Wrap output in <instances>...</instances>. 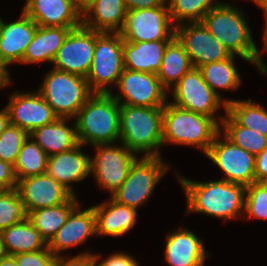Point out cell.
Returning a JSON list of instances; mask_svg holds the SVG:
<instances>
[{
	"mask_svg": "<svg viewBox=\"0 0 267 266\" xmlns=\"http://www.w3.org/2000/svg\"><path fill=\"white\" fill-rule=\"evenodd\" d=\"M0 188L2 190H12L17 188V178L14 165L0 159Z\"/></svg>",
	"mask_w": 267,
	"mask_h": 266,
	"instance_id": "obj_42",
	"label": "cell"
},
{
	"mask_svg": "<svg viewBox=\"0 0 267 266\" xmlns=\"http://www.w3.org/2000/svg\"><path fill=\"white\" fill-rule=\"evenodd\" d=\"M74 8L80 13L81 16L91 7L94 0H70Z\"/></svg>",
	"mask_w": 267,
	"mask_h": 266,
	"instance_id": "obj_45",
	"label": "cell"
},
{
	"mask_svg": "<svg viewBox=\"0 0 267 266\" xmlns=\"http://www.w3.org/2000/svg\"><path fill=\"white\" fill-rule=\"evenodd\" d=\"M174 37L183 46L195 68L222 61L231 56L202 22H188L186 26L184 23L175 26Z\"/></svg>",
	"mask_w": 267,
	"mask_h": 266,
	"instance_id": "obj_14",
	"label": "cell"
},
{
	"mask_svg": "<svg viewBox=\"0 0 267 266\" xmlns=\"http://www.w3.org/2000/svg\"><path fill=\"white\" fill-rule=\"evenodd\" d=\"M28 136L25 130L9 124L0 135V159L14 165L22 144Z\"/></svg>",
	"mask_w": 267,
	"mask_h": 266,
	"instance_id": "obj_38",
	"label": "cell"
},
{
	"mask_svg": "<svg viewBox=\"0 0 267 266\" xmlns=\"http://www.w3.org/2000/svg\"><path fill=\"white\" fill-rule=\"evenodd\" d=\"M58 118L74 119L78 111L94 94L86 78L51 69L37 90Z\"/></svg>",
	"mask_w": 267,
	"mask_h": 266,
	"instance_id": "obj_6",
	"label": "cell"
},
{
	"mask_svg": "<svg viewBox=\"0 0 267 266\" xmlns=\"http://www.w3.org/2000/svg\"><path fill=\"white\" fill-rule=\"evenodd\" d=\"M220 120L179 108L169 102L163 107V145H193L207 153L221 131Z\"/></svg>",
	"mask_w": 267,
	"mask_h": 266,
	"instance_id": "obj_5",
	"label": "cell"
},
{
	"mask_svg": "<svg viewBox=\"0 0 267 266\" xmlns=\"http://www.w3.org/2000/svg\"><path fill=\"white\" fill-rule=\"evenodd\" d=\"M77 196L72 195L65 203L30 211L27 218L48 243L64 225L72 210L79 204Z\"/></svg>",
	"mask_w": 267,
	"mask_h": 266,
	"instance_id": "obj_30",
	"label": "cell"
},
{
	"mask_svg": "<svg viewBox=\"0 0 267 266\" xmlns=\"http://www.w3.org/2000/svg\"><path fill=\"white\" fill-rule=\"evenodd\" d=\"M23 11L38 26L78 28L82 25V16L70 0H29Z\"/></svg>",
	"mask_w": 267,
	"mask_h": 266,
	"instance_id": "obj_20",
	"label": "cell"
},
{
	"mask_svg": "<svg viewBox=\"0 0 267 266\" xmlns=\"http://www.w3.org/2000/svg\"><path fill=\"white\" fill-rule=\"evenodd\" d=\"M10 83V75L0 67V88L8 86Z\"/></svg>",
	"mask_w": 267,
	"mask_h": 266,
	"instance_id": "obj_48",
	"label": "cell"
},
{
	"mask_svg": "<svg viewBox=\"0 0 267 266\" xmlns=\"http://www.w3.org/2000/svg\"><path fill=\"white\" fill-rule=\"evenodd\" d=\"M244 217L267 219V184L265 182H253L246 187Z\"/></svg>",
	"mask_w": 267,
	"mask_h": 266,
	"instance_id": "obj_37",
	"label": "cell"
},
{
	"mask_svg": "<svg viewBox=\"0 0 267 266\" xmlns=\"http://www.w3.org/2000/svg\"><path fill=\"white\" fill-rule=\"evenodd\" d=\"M235 55L222 61L212 62L200 66L204 81L221 98L217 89L234 90L239 87L241 78L235 67Z\"/></svg>",
	"mask_w": 267,
	"mask_h": 266,
	"instance_id": "obj_31",
	"label": "cell"
},
{
	"mask_svg": "<svg viewBox=\"0 0 267 266\" xmlns=\"http://www.w3.org/2000/svg\"><path fill=\"white\" fill-rule=\"evenodd\" d=\"M95 262V254L86 251L70 258L57 256L53 266H91Z\"/></svg>",
	"mask_w": 267,
	"mask_h": 266,
	"instance_id": "obj_40",
	"label": "cell"
},
{
	"mask_svg": "<svg viewBox=\"0 0 267 266\" xmlns=\"http://www.w3.org/2000/svg\"><path fill=\"white\" fill-rule=\"evenodd\" d=\"M96 215V235L122 236L136 224L137 209L115 201L112 197L107 202L93 206Z\"/></svg>",
	"mask_w": 267,
	"mask_h": 266,
	"instance_id": "obj_23",
	"label": "cell"
},
{
	"mask_svg": "<svg viewBox=\"0 0 267 266\" xmlns=\"http://www.w3.org/2000/svg\"><path fill=\"white\" fill-rule=\"evenodd\" d=\"M100 257L101 256L95 254L94 263L97 266H139L132 256L122 252L113 253V255L111 254L108 258L99 261L98 259Z\"/></svg>",
	"mask_w": 267,
	"mask_h": 266,
	"instance_id": "obj_41",
	"label": "cell"
},
{
	"mask_svg": "<svg viewBox=\"0 0 267 266\" xmlns=\"http://www.w3.org/2000/svg\"><path fill=\"white\" fill-rule=\"evenodd\" d=\"M48 155L30 137L23 142L14 164L17 181L23 178L45 174Z\"/></svg>",
	"mask_w": 267,
	"mask_h": 266,
	"instance_id": "obj_33",
	"label": "cell"
},
{
	"mask_svg": "<svg viewBox=\"0 0 267 266\" xmlns=\"http://www.w3.org/2000/svg\"><path fill=\"white\" fill-rule=\"evenodd\" d=\"M222 133L217 134L205 156L224 172L226 177L221 180L247 187L255 182V155L233 144Z\"/></svg>",
	"mask_w": 267,
	"mask_h": 266,
	"instance_id": "obj_12",
	"label": "cell"
},
{
	"mask_svg": "<svg viewBox=\"0 0 267 266\" xmlns=\"http://www.w3.org/2000/svg\"><path fill=\"white\" fill-rule=\"evenodd\" d=\"M259 8H262L264 10V14H265V17H266V19H265V22H266L265 26H267V0L264 1L263 3H261L259 5Z\"/></svg>",
	"mask_w": 267,
	"mask_h": 266,
	"instance_id": "obj_49",
	"label": "cell"
},
{
	"mask_svg": "<svg viewBox=\"0 0 267 266\" xmlns=\"http://www.w3.org/2000/svg\"><path fill=\"white\" fill-rule=\"evenodd\" d=\"M123 65V39L119 32L96 31L93 61L86 77L93 93H112L111 84H118Z\"/></svg>",
	"mask_w": 267,
	"mask_h": 266,
	"instance_id": "obj_7",
	"label": "cell"
},
{
	"mask_svg": "<svg viewBox=\"0 0 267 266\" xmlns=\"http://www.w3.org/2000/svg\"><path fill=\"white\" fill-rule=\"evenodd\" d=\"M18 266H53L56 256L47 248L13 255Z\"/></svg>",
	"mask_w": 267,
	"mask_h": 266,
	"instance_id": "obj_39",
	"label": "cell"
},
{
	"mask_svg": "<svg viewBox=\"0 0 267 266\" xmlns=\"http://www.w3.org/2000/svg\"><path fill=\"white\" fill-rule=\"evenodd\" d=\"M120 141L131 152L160 157L163 107L120 105ZM145 152V153H144Z\"/></svg>",
	"mask_w": 267,
	"mask_h": 266,
	"instance_id": "obj_3",
	"label": "cell"
},
{
	"mask_svg": "<svg viewBox=\"0 0 267 266\" xmlns=\"http://www.w3.org/2000/svg\"><path fill=\"white\" fill-rule=\"evenodd\" d=\"M122 146V147H121ZM98 144L96 155L90 157V173L96 177V183L113 195L124 183L134 162L138 159L135 153L123 144Z\"/></svg>",
	"mask_w": 267,
	"mask_h": 266,
	"instance_id": "obj_11",
	"label": "cell"
},
{
	"mask_svg": "<svg viewBox=\"0 0 267 266\" xmlns=\"http://www.w3.org/2000/svg\"><path fill=\"white\" fill-rule=\"evenodd\" d=\"M174 30L166 2L158 7L127 10L125 23L119 33L123 41L149 42L172 40Z\"/></svg>",
	"mask_w": 267,
	"mask_h": 266,
	"instance_id": "obj_9",
	"label": "cell"
},
{
	"mask_svg": "<svg viewBox=\"0 0 267 266\" xmlns=\"http://www.w3.org/2000/svg\"><path fill=\"white\" fill-rule=\"evenodd\" d=\"M38 25L22 10L20 18L6 23L0 20V67L9 74L10 63H21Z\"/></svg>",
	"mask_w": 267,
	"mask_h": 266,
	"instance_id": "obj_18",
	"label": "cell"
},
{
	"mask_svg": "<svg viewBox=\"0 0 267 266\" xmlns=\"http://www.w3.org/2000/svg\"><path fill=\"white\" fill-rule=\"evenodd\" d=\"M27 218V212L17 189L0 192V233Z\"/></svg>",
	"mask_w": 267,
	"mask_h": 266,
	"instance_id": "obj_36",
	"label": "cell"
},
{
	"mask_svg": "<svg viewBox=\"0 0 267 266\" xmlns=\"http://www.w3.org/2000/svg\"><path fill=\"white\" fill-rule=\"evenodd\" d=\"M173 102L171 104L202 114L211 118L215 117L218 109L223 107L226 111L228 99H221L204 81L198 68L193 67L184 74L179 82L171 88Z\"/></svg>",
	"mask_w": 267,
	"mask_h": 266,
	"instance_id": "obj_10",
	"label": "cell"
},
{
	"mask_svg": "<svg viewBox=\"0 0 267 266\" xmlns=\"http://www.w3.org/2000/svg\"><path fill=\"white\" fill-rule=\"evenodd\" d=\"M192 68L193 64L188 54L174 37L165 48L162 63L156 75L162 86L169 92Z\"/></svg>",
	"mask_w": 267,
	"mask_h": 266,
	"instance_id": "obj_29",
	"label": "cell"
},
{
	"mask_svg": "<svg viewBox=\"0 0 267 266\" xmlns=\"http://www.w3.org/2000/svg\"><path fill=\"white\" fill-rule=\"evenodd\" d=\"M263 42H264V48H263V52H267V26H265V30H264V35H263Z\"/></svg>",
	"mask_w": 267,
	"mask_h": 266,
	"instance_id": "obj_50",
	"label": "cell"
},
{
	"mask_svg": "<svg viewBox=\"0 0 267 266\" xmlns=\"http://www.w3.org/2000/svg\"><path fill=\"white\" fill-rule=\"evenodd\" d=\"M224 136L238 147L258 155L267 147V136L239 125L226 111L220 118Z\"/></svg>",
	"mask_w": 267,
	"mask_h": 266,
	"instance_id": "obj_32",
	"label": "cell"
},
{
	"mask_svg": "<svg viewBox=\"0 0 267 266\" xmlns=\"http://www.w3.org/2000/svg\"><path fill=\"white\" fill-rule=\"evenodd\" d=\"M126 14L124 0H94L82 16V25L98 32H120Z\"/></svg>",
	"mask_w": 267,
	"mask_h": 266,
	"instance_id": "obj_25",
	"label": "cell"
},
{
	"mask_svg": "<svg viewBox=\"0 0 267 266\" xmlns=\"http://www.w3.org/2000/svg\"><path fill=\"white\" fill-rule=\"evenodd\" d=\"M120 104L112 93H94L75 117L78 142L82 145L113 144L120 140Z\"/></svg>",
	"mask_w": 267,
	"mask_h": 266,
	"instance_id": "obj_4",
	"label": "cell"
},
{
	"mask_svg": "<svg viewBox=\"0 0 267 266\" xmlns=\"http://www.w3.org/2000/svg\"><path fill=\"white\" fill-rule=\"evenodd\" d=\"M78 204L64 225L48 242V249L57 257L60 252L78 246L90 236H96V215L93 206L80 211Z\"/></svg>",
	"mask_w": 267,
	"mask_h": 266,
	"instance_id": "obj_19",
	"label": "cell"
},
{
	"mask_svg": "<svg viewBox=\"0 0 267 266\" xmlns=\"http://www.w3.org/2000/svg\"><path fill=\"white\" fill-rule=\"evenodd\" d=\"M68 118H58L52 123L34 129L29 136L49 156L66 152L79 144L76 134V124L66 125Z\"/></svg>",
	"mask_w": 267,
	"mask_h": 266,
	"instance_id": "obj_26",
	"label": "cell"
},
{
	"mask_svg": "<svg viewBox=\"0 0 267 266\" xmlns=\"http://www.w3.org/2000/svg\"><path fill=\"white\" fill-rule=\"evenodd\" d=\"M184 188L187 213L198 212L221 219H238L244 214L246 187L243 185L215 180L193 181L181 177Z\"/></svg>",
	"mask_w": 267,
	"mask_h": 266,
	"instance_id": "obj_2",
	"label": "cell"
},
{
	"mask_svg": "<svg viewBox=\"0 0 267 266\" xmlns=\"http://www.w3.org/2000/svg\"><path fill=\"white\" fill-rule=\"evenodd\" d=\"M267 181V147L255 156V182Z\"/></svg>",
	"mask_w": 267,
	"mask_h": 266,
	"instance_id": "obj_43",
	"label": "cell"
},
{
	"mask_svg": "<svg viewBox=\"0 0 267 266\" xmlns=\"http://www.w3.org/2000/svg\"><path fill=\"white\" fill-rule=\"evenodd\" d=\"M17 191L27 214L65 203L72 194L47 173L17 181Z\"/></svg>",
	"mask_w": 267,
	"mask_h": 266,
	"instance_id": "obj_17",
	"label": "cell"
},
{
	"mask_svg": "<svg viewBox=\"0 0 267 266\" xmlns=\"http://www.w3.org/2000/svg\"><path fill=\"white\" fill-rule=\"evenodd\" d=\"M3 254L2 248H1V234H0V255Z\"/></svg>",
	"mask_w": 267,
	"mask_h": 266,
	"instance_id": "obj_52",
	"label": "cell"
},
{
	"mask_svg": "<svg viewBox=\"0 0 267 266\" xmlns=\"http://www.w3.org/2000/svg\"><path fill=\"white\" fill-rule=\"evenodd\" d=\"M226 112L239 125L267 136V111L255 101L228 100Z\"/></svg>",
	"mask_w": 267,
	"mask_h": 266,
	"instance_id": "obj_34",
	"label": "cell"
},
{
	"mask_svg": "<svg viewBox=\"0 0 267 266\" xmlns=\"http://www.w3.org/2000/svg\"><path fill=\"white\" fill-rule=\"evenodd\" d=\"M164 257L170 266H204L208 257L203 242L192 231L181 228L166 237Z\"/></svg>",
	"mask_w": 267,
	"mask_h": 266,
	"instance_id": "obj_22",
	"label": "cell"
},
{
	"mask_svg": "<svg viewBox=\"0 0 267 266\" xmlns=\"http://www.w3.org/2000/svg\"><path fill=\"white\" fill-rule=\"evenodd\" d=\"M251 1L256 3V5H260L261 3H263L266 0H251Z\"/></svg>",
	"mask_w": 267,
	"mask_h": 266,
	"instance_id": "obj_51",
	"label": "cell"
},
{
	"mask_svg": "<svg viewBox=\"0 0 267 266\" xmlns=\"http://www.w3.org/2000/svg\"><path fill=\"white\" fill-rule=\"evenodd\" d=\"M171 40L149 42L123 41V65L125 69L157 74L165 48Z\"/></svg>",
	"mask_w": 267,
	"mask_h": 266,
	"instance_id": "obj_24",
	"label": "cell"
},
{
	"mask_svg": "<svg viewBox=\"0 0 267 266\" xmlns=\"http://www.w3.org/2000/svg\"><path fill=\"white\" fill-rule=\"evenodd\" d=\"M0 266H18L13 255L1 254Z\"/></svg>",
	"mask_w": 267,
	"mask_h": 266,
	"instance_id": "obj_47",
	"label": "cell"
},
{
	"mask_svg": "<svg viewBox=\"0 0 267 266\" xmlns=\"http://www.w3.org/2000/svg\"><path fill=\"white\" fill-rule=\"evenodd\" d=\"M201 22L231 55H238L253 63L260 72L267 75V66L252 39L251 30L242 11L232 4L222 3L212 8Z\"/></svg>",
	"mask_w": 267,
	"mask_h": 266,
	"instance_id": "obj_1",
	"label": "cell"
},
{
	"mask_svg": "<svg viewBox=\"0 0 267 266\" xmlns=\"http://www.w3.org/2000/svg\"><path fill=\"white\" fill-rule=\"evenodd\" d=\"M166 2L167 0H124L127 10L158 7Z\"/></svg>",
	"mask_w": 267,
	"mask_h": 266,
	"instance_id": "obj_44",
	"label": "cell"
},
{
	"mask_svg": "<svg viewBox=\"0 0 267 266\" xmlns=\"http://www.w3.org/2000/svg\"><path fill=\"white\" fill-rule=\"evenodd\" d=\"M10 124L8 110L5 108L1 109L0 111V135L4 132V130Z\"/></svg>",
	"mask_w": 267,
	"mask_h": 266,
	"instance_id": "obj_46",
	"label": "cell"
},
{
	"mask_svg": "<svg viewBox=\"0 0 267 266\" xmlns=\"http://www.w3.org/2000/svg\"><path fill=\"white\" fill-rule=\"evenodd\" d=\"M117 86L120 94L112 96L120 105L164 107L168 102V91L156 74L124 68ZM121 98H125L124 102Z\"/></svg>",
	"mask_w": 267,
	"mask_h": 266,
	"instance_id": "obj_13",
	"label": "cell"
},
{
	"mask_svg": "<svg viewBox=\"0 0 267 266\" xmlns=\"http://www.w3.org/2000/svg\"><path fill=\"white\" fill-rule=\"evenodd\" d=\"M0 234L3 254L36 252L48 247V243L28 218L4 229Z\"/></svg>",
	"mask_w": 267,
	"mask_h": 266,
	"instance_id": "obj_28",
	"label": "cell"
},
{
	"mask_svg": "<svg viewBox=\"0 0 267 266\" xmlns=\"http://www.w3.org/2000/svg\"><path fill=\"white\" fill-rule=\"evenodd\" d=\"M95 45V30L83 25L72 29L58 49L53 68L86 78L93 61Z\"/></svg>",
	"mask_w": 267,
	"mask_h": 266,
	"instance_id": "obj_15",
	"label": "cell"
},
{
	"mask_svg": "<svg viewBox=\"0 0 267 266\" xmlns=\"http://www.w3.org/2000/svg\"><path fill=\"white\" fill-rule=\"evenodd\" d=\"M6 106L10 124L30 134L34 129L58 119L50 105L37 91L34 93L15 92Z\"/></svg>",
	"mask_w": 267,
	"mask_h": 266,
	"instance_id": "obj_16",
	"label": "cell"
},
{
	"mask_svg": "<svg viewBox=\"0 0 267 266\" xmlns=\"http://www.w3.org/2000/svg\"><path fill=\"white\" fill-rule=\"evenodd\" d=\"M168 167L162 157H142L132 165L126 180L111 197L120 204L137 209L150 198Z\"/></svg>",
	"mask_w": 267,
	"mask_h": 266,
	"instance_id": "obj_8",
	"label": "cell"
},
{
	"mask_svg": "<svg viewBox=\"0 0 267 266\" xmlns=\"http://www.w3.org/2000/svg\"><path fill=\"white\" fill-rule=\"evenodd\" d=\"M170 18L174 26L183 22H201L204 16L222 2L214 0H167Z\"/></svg>",
	"mask_w": 267,
	"mask_h": 266,
	"instance_id": "obj_35",
	"label": "cell"
},
{
	"mask_svg": "<svg viewBox=\"0 0 267 266\" xmlns=\"http://www.w3.org/2000/svg\"><path fill=\"white\" fill-rule=\"evenodd\" d=\"M82 144L73 149L49 156L46 173L75 196L72 182L84 180L90 173V156L80 150Z\"/></svg>",
	"mask_w": 267,
	"mask_h": 266,
	"instance_id": "obj_21",
	"label": "cell"
},
{
	"mask_svg": "<svg viewBox=\"0 0 267 266\" xmlns=\"http://www.w3.org/2000/svg\"><path fill=\"white\" fill-rule=\"evenodd\" d=\"M72 29L75 28L38 26L21 63L32 64L45 61L53 63L58 49Z\"/></svg>",
	"mask_w": 267,
	"mask_h": 266,
	"instance_id": "obj_27",
	"label": "cell"
}]
</instances>
